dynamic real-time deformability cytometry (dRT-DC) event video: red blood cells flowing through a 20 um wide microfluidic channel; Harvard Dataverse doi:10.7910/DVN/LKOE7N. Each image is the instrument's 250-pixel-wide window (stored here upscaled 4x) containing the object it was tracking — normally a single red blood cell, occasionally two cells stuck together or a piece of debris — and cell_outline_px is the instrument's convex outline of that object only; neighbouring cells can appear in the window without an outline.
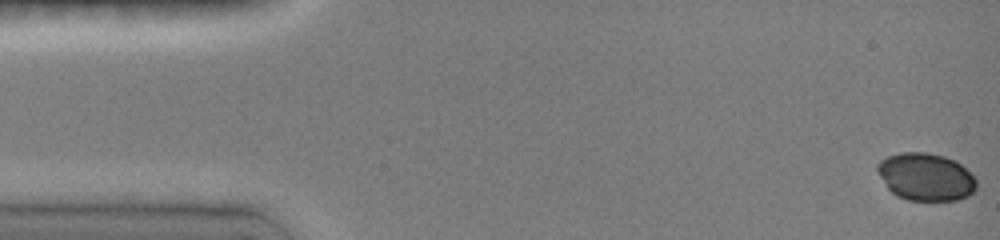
{"species": "common noctule bat (a hibernating species)", "species_latin": "Nyctalus noctula", "temperature_condition": "room temperature", "stored_images_in_passage": 45, "camera_frame_rate_fps": 3000, "um_per_image_px": 0.085, "animal": {"sex": "female", "body_mass_g": 19.0, "forearm_length_mm": 51.5}, "frame": {"image": 1, "passage_image": 1, "time_ms": 0.0, "image_size_px": [1000, 240], "cell_outline_px": [[976, 188], [968, 196], [956, 200], [908, 200], [896, 196], [888, 188], [876, 172], [876, 164], [880, 160], [888, 156], [900, 152], [928, 152], [944, 156], [956, 160], [976, 180]], "centroid_in_image_um": [78.65, 15.02], "position_along_channel_um": 6.4, "area_um2": 27.51}}
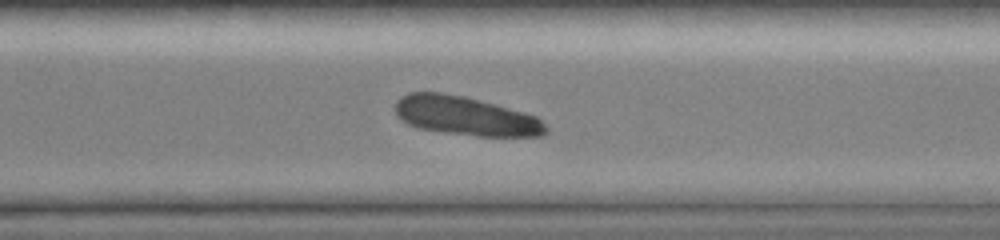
{"frame": {"image": 2, "passage_image": 33, "time_ms": 11.333, "image_size_px": [1000, 240], "cell_outline_px": [[548, 132], [544, 136], [480, 136], [448, 132], [420, 128], [408, 124], [400, 120], [396, 116], [396, 100], [400, 96], [408, 92], [444, 92], [464, 96], [524, 112], [536, 116], [548, 128]], "centroid_in_image_um": [39.56, 9.84], "position_along_channel_um": 331.0, "area_um2": 34.1}}
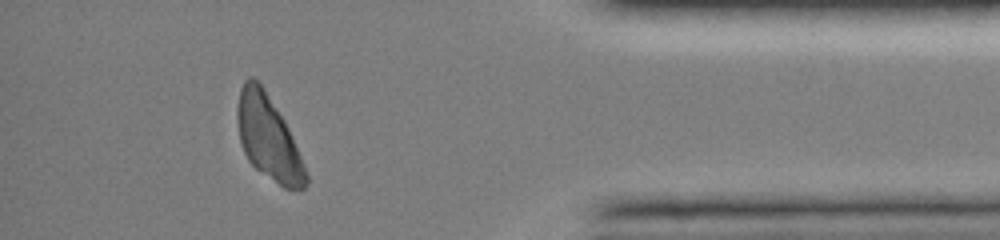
{"frame": {"image": 3, "passage_image": 41, "time_ms": 14.0, "image_size_px": [1000, 240], "cell_outline_px": [[308, 184], [304, 188], [284, 188], [256, 168], [248, 160], [244, 152], [240, 140], [236, 116], [236, 112], [240, 88], [244, 80], [248, 76], [252, 76], [260, 84], [284, 120], [288, 128], [304, 164], [308, 176]], "centroid_in_image_um": [22.79, 11.7], "position_along_channel_um": 412.4, "area_um2": 33.0}}